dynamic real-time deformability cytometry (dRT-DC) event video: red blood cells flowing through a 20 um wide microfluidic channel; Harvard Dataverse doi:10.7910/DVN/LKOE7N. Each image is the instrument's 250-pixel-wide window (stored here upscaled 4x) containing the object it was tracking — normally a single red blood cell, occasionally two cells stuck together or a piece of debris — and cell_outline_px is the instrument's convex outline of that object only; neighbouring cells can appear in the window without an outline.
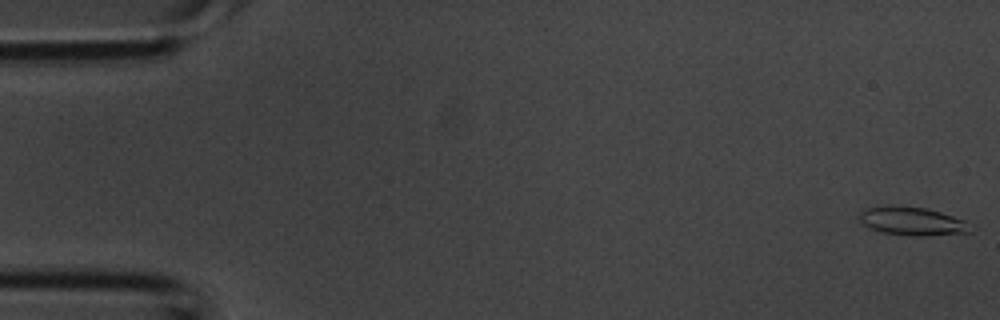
{"species": "common noctule bat (a hibernating species)", "species_latin": "Nyctalus noctula", "temperature_condition": "room temperature", "stored_images_in_passage": 5, "camera_frame_rate_fps": 3000, "um_per_image_px": 0.085, "animal": {"sex": "male", "body_mass_g": 20.1, "forearm_length_mm": 53.5}, "frame": {"image": 1, "passage_image": 1, "time_ms": 0.0, "image_size_px": [1000, 320], "cell_outline_px": [[976, 228], [972, 232], [920, 236], [884, 232], [868, 228], [860, 220], [860, 212], [864, 208], [928, 208], [964, 220]], "centroid_in_image_um": [77.64, 18.84], "position_along_channel_um": 7.4, "area_um2": 17.63}}